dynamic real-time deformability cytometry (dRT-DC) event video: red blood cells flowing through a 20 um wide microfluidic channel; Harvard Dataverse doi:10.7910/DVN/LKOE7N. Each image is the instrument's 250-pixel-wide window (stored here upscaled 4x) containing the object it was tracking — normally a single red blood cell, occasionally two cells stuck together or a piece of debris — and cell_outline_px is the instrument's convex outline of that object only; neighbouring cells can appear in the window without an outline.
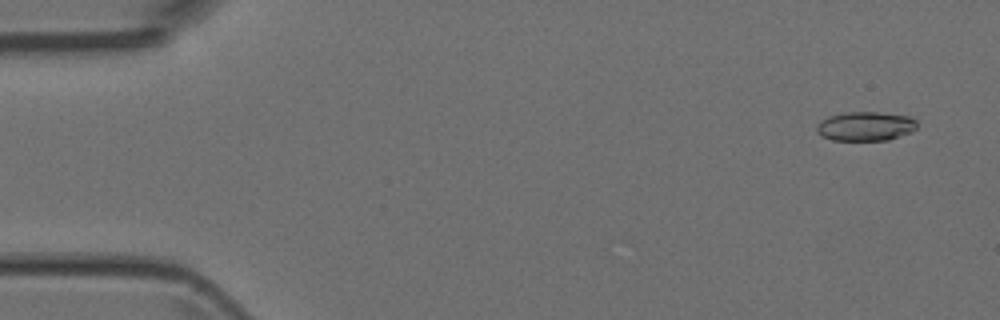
{"species": "Egyptian fruit bat (a non-hibernating species)", "species_latin": "Rousettus aegyptiacus", "temperature_condition": "room temperature", "stored_images_in_passage": 6, "camera_frame_rate_fps": 3000, "um_per_image_px": 0.085, "animal": {"sex": "female"}, "frame": {"image": 1, "passage_image": 1, "time_ms": 0.0, "image_size_px": [1000, 320], "cell_outline_px": [[916, 128], [912, 132], [888, 140], [832, 140], [820, 136], [816, 132], [816, 124], [820, 120], [828, 116], [848, 112], [876, 112], [908, 116], [916, 120]], "centroid_in_image_um": [73.52, 10.74], "position_along_channel_um": 11.5, "area_um2": 17.17}}
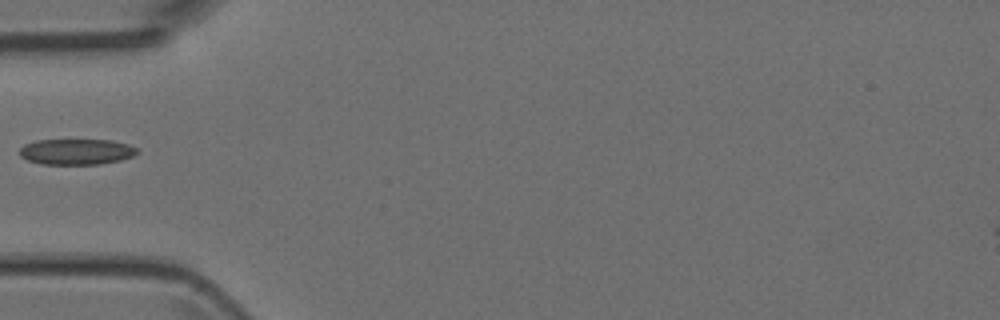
{"frame": {"image": 2, "passage_image": 5, "time_ms": 4.667, "image_size_px": [1000, 320], "cell_outline_px": [[140, 152], [132, 156], [120, 160], [100, 164], [40, 164], [28, 160], [20, 156], [20, 148], [24, 144], [36, 140], [112, 140], [128, 144], [136, 148]], "centroid_in_image_um": [6.49, 12.89], "position_along_channel_um": 78.5, "area_um2": 17.69}}
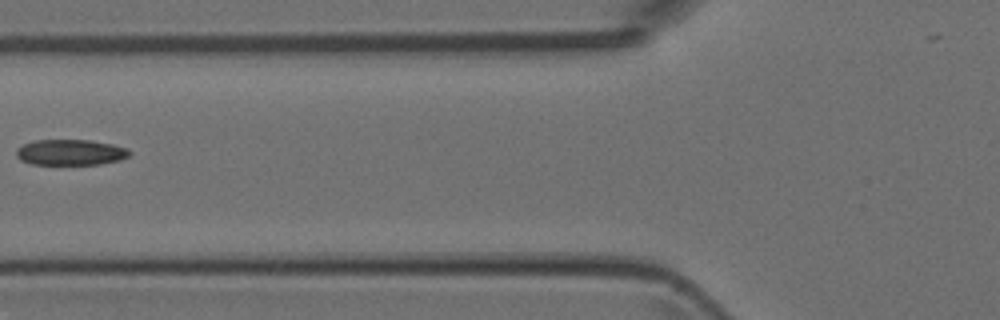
{"frame": {"image": 3, "passage_image": 6, "time_ms": 5.667, "image_size_px": [1000, 320], "cell_outline_px": [[132, 152], [128, 156], [120, 160], [100, 164], [32, 164], [20, 160], [16, 156], [16, 148], [24, 144], [36, 140], [88, 140], [112, 144], [128, 148]], "centroid_in_image_um": [6.0, 12.95], "position_along_channel_um": 119.8, "area_um2": 16.99}}